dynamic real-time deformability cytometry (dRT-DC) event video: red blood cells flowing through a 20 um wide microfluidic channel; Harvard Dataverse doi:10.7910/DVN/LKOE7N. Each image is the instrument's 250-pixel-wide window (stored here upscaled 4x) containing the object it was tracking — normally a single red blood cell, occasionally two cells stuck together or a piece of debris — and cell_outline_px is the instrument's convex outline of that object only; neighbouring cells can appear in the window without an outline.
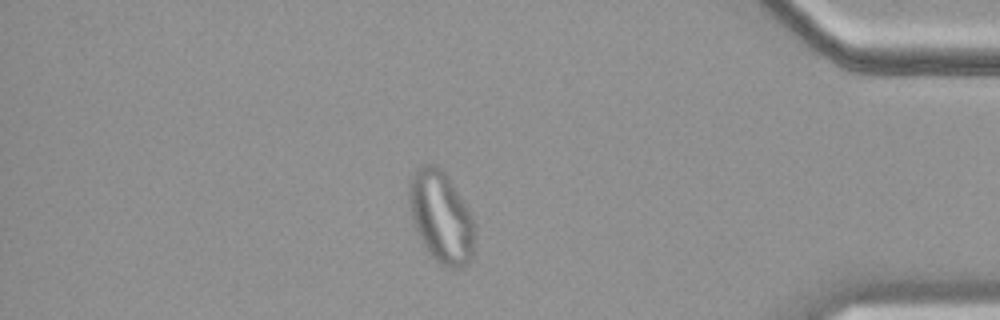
{"species": "common noctule bat (a hibernating species)", "species_latin": "Nyctalus noctula", "temperature_condition": "cold", "stored_images_in_passage": 55, "camera_frame_rate_fps": 3000, "um_per_image_px": 0.085, "animal": {"sex": "female", "body_mass_g": 19.9}, "frame": {"image": 1, "passage_image": 47, "time_ms": 15.333, "image_size_px": [1000, 320], "cell_outline_px": [[476, 224], [472, 260], [468, 264], [460, 268], [452, 268], [440, 264], [428, 252], [416, 228], [412, 216], [408, 200], [408, 180], [424, 164], [436, 164], [448, 176], [468, 208]], "centroid_in_image_um": [37.53, 18.45], "position_along_channel_um": 397.7, "area_um2": 35.03}}